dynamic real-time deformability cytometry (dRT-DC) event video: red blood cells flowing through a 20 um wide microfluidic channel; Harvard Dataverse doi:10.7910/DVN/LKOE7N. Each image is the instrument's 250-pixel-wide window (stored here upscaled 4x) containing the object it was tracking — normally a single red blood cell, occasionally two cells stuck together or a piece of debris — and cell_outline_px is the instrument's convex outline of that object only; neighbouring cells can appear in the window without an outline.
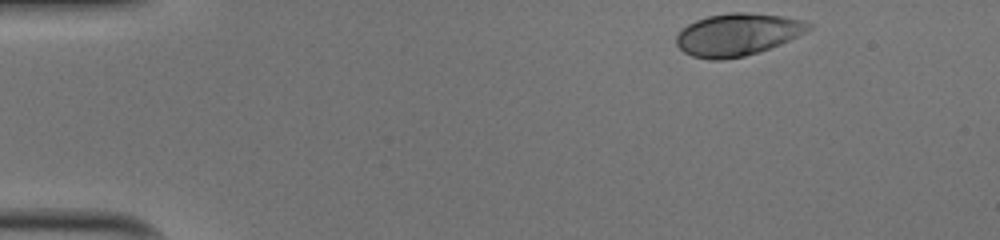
{"species": "human", "species_latin": "Homo sapiens", "temperature_condition": "cold", "stored_images_in_passage": 36, "camera_frame_rate_fps": 3000, "um_per_image_px": 0.085, "donor": {"sex": "male"}, "frame": {"image": 1, "passage_image": 1, "time_ms": 0.0, "image_size_px": [1000, 240], "cell_outline_px": [[812, 28], [780, 44], [744, 56], [720, 60], [712, 60], [692, 56], [684, 52], [676, 44], [676, 36], [688, 24], [696, 20], [708, 16], [732, 12], [744, 12], [784, 16], [804, 20], [812, 24]], "centroid_in_image_um": [62.68, 2.93], "position_along_channel_um": 22.3, "area_um2": 32.31}}
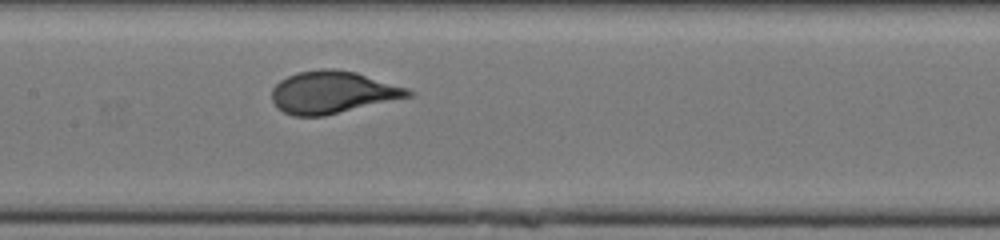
{"frame": {"image": 2, "passage_image": 20, "time_ms": 6.333, "image_size_px": [1000, 240], "cell_outline_px": [[416, 96], [324, 116], [292, 116], [284, 112], [272, 100], [272, 88], [280, 80], [296, 72], [320, 68], [332, 68], [356, 72], [408, 88], [416, 92]], "centroid_in_image_um": [28.33, 7.84], "position_along_channel_um": 179.1, "area_um2": 33.99}}
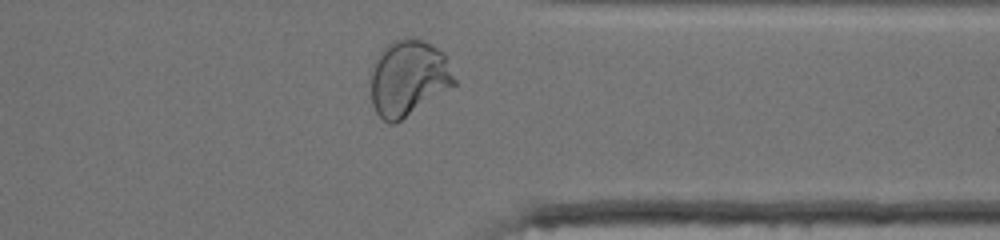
{"frame": {"image": 3, "passage_image": 35, "time_ms": 11.333, "image_size_px": [1000, 240], "cell_outline_px": [[456, 84], [396, 124], [388, 124], [376, 112], [372, 104], [372, 64], [380, 52], [392, 40], [408, 36], [424, 40], [432, 44], [444, 52], [456, 80]], "centroid_in_image_um": [34.72, 6.61], "position_along_channel_um": 376.7, "area_um2": 37.17}, "authors_computed_cell_mechanics": {"area_um2": 32.9171, "velocity_mm_per_s": 4.0093, "shape_relaxation_time_tau1_ms": 3.2778, "shape_relaxation_time_tau2_ms": null, "deformation_change_tau1": 0.18, "deformation_change_tau2": null}}